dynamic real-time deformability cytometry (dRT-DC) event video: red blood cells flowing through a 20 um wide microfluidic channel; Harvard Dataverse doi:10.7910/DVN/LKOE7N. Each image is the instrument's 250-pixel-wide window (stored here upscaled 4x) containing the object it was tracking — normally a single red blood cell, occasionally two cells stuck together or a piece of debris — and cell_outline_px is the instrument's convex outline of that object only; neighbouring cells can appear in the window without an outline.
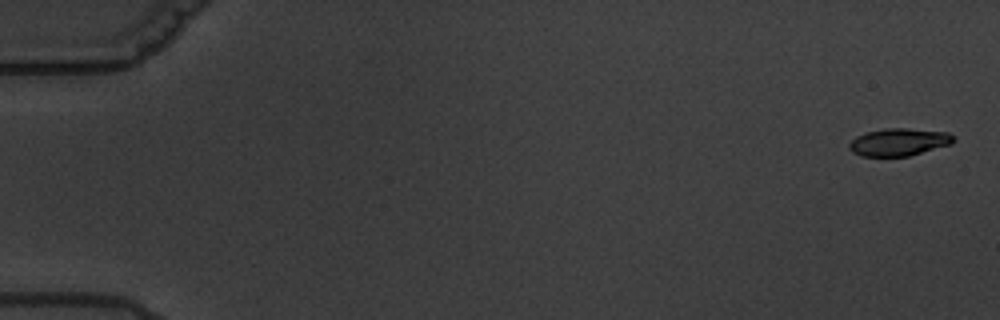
{"species": "common noctule bat (a hibernating species)", "species_latin": "Nyctalus noctula", "temperature_condition": "warm", "stored_images_in_passage": 6, "camera_frame_rate_fps": 3000, "um_per_image_px": 0.085, "animal": {"sex": "male", "body_mass_g": 19.5, "forearm_length_mm": 54.6}, "frame": {"image": 1, "passage_image": 1, "time_ms": 0.0, "image_size_px": [1000, 320], "cell_outline_px": [[956, 140], [952, 144], [908, 156], [860, 156], [852, 152], [848, 148], [848, 144], [856, 136], [868, 132], [884, 128], [908, 128], [948, 132], [956, 136]], "centroid_in_image_um": [76.43, 12.07], "position_along_channel_um": 8.6, "area_um2": 16.88}}
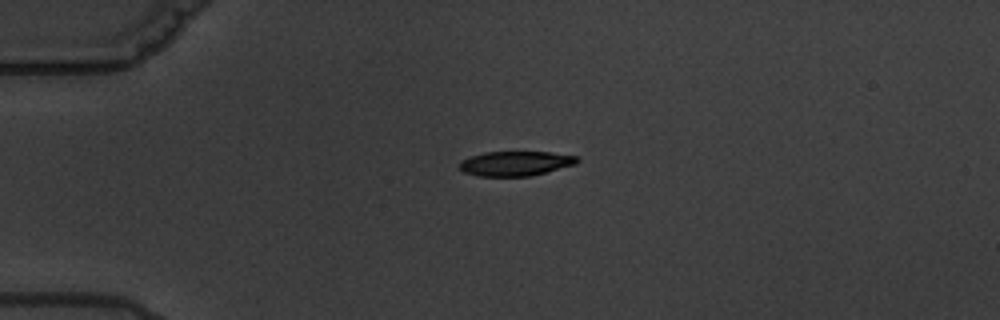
{"frame": {"image": 2, "passage_image": 5, "time_ms": 4.667, "image_size_px": [1000, 320], "cell_outline_px": [[580, 160], [576, 164], [532, 176], [476, 176], [464, 172], [456, 168], [460, 160], [484, 152], [548, 152], [576, 156]], "centroid_in_image_um": [43.77, 13.9], "position_along_channel_um": 41.2, "area_um2": 17.05}}